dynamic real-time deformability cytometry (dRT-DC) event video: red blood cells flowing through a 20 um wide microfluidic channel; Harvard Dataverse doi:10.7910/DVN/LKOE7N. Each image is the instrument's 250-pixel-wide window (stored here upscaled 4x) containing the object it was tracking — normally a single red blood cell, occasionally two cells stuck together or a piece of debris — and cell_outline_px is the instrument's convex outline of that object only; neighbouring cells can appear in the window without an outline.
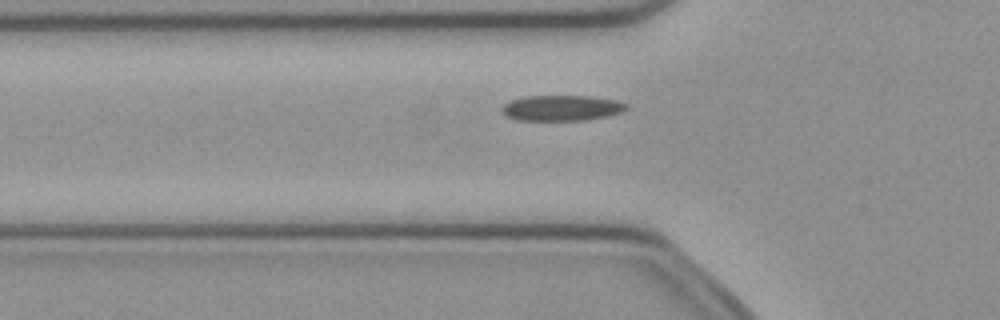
{"species": "common noctule bat (a hibernating species)", "species_latin": "Nyctalus noctula", "temperature_condition": "cold", "stored_images_in_passage": 45, "camera_frame_rate_fps": 3000, "um_per_image_px": 0.085, "animal": {"sex": "female", "body_mass_g": 21.9}, "frame": {"image": 1, "passage_image": 11, "time_ms": 3.333, "image_size_px": [1000, 320], "cell_outline_px": [[628, 108], [620, 112], [608, 116], [584, 120], [516, 120], [504, 116], [500, 112], [500, 108], [504, 104], [512, 100], [524, 96], [588, 96], [616, 100], [628, 104]], "centroid_in_image_um": [47.69, 9.18], "position_along_channel_um": 78.1, "area_um2": 18.67}}
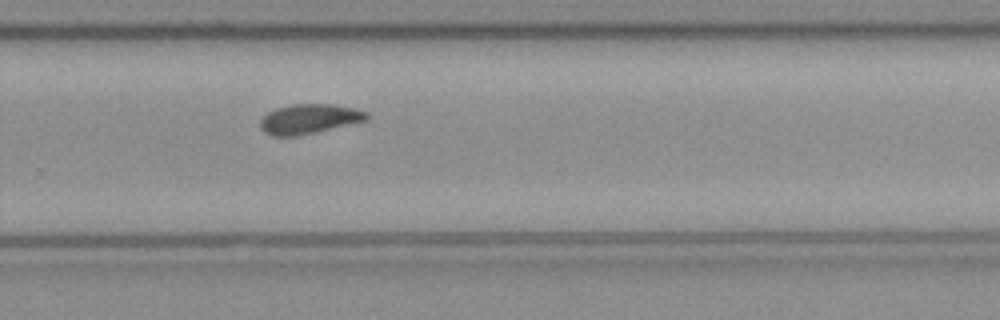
{"frame": {"image": 2, "passage_image": 28, "time_ms": 9.0, "image_size_px": [1000, 320], "cell_outline_px": [[368, 120], [312, 132], [292, 136], [276, 136], [264, 132], [260, 128], [260, 120], [268, 112], [276, 108], [292, 104], [336, 104], [368, 112]], "centroid_in_image_um": [26.26, 10.09], "position_along_channel_um": 303.5, "area_um2": 18.09}}
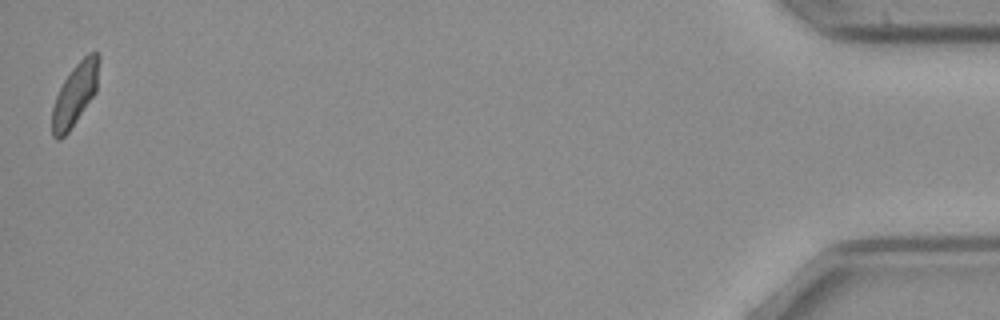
{"frame": {"image": 3, "passage_image": 45, "time_ms": 14.667, "image_size_px": [1000, 320], "cell_outline_px": [[100, 60], [96, 92], [68, 132], [60, 140], [56, 140], [52, 136], [52, 108], [56, 96], [64, 80], [76, 64], [88, 52], [96, 52], [100, 56]], "centroid_in_image_um": [6.38, 8.02], "position_along_channel_um": 428.8, "area_um2": 16.88}}